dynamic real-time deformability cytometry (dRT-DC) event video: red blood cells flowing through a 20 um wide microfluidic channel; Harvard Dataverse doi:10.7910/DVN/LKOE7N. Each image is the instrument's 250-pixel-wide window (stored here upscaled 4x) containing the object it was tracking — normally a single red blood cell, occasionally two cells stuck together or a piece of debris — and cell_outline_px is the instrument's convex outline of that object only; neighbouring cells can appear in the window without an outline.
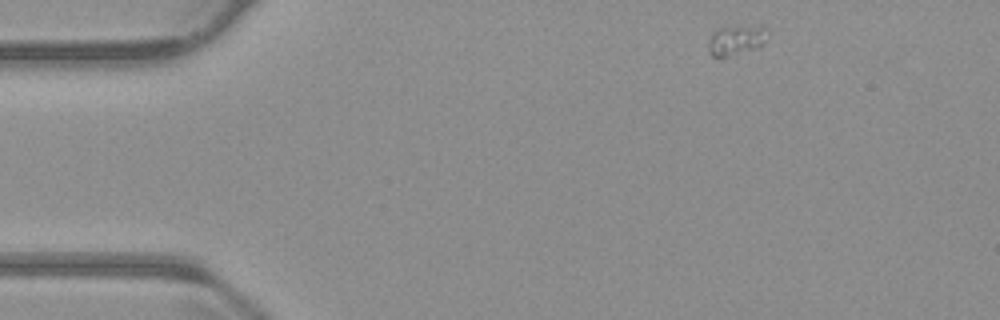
{"species": "common noctule bat (a hibernating species)", "species_latin": "Nyctalus noctula", "temperature_condition": "warm", "stored_images_in_passage": 49, "camera_frame_rate_fps": 3000, "um_per_image_px": 0.085, "animal": {"sex": "male", "body_mass_g": 23.1, "forearm_length_mm": 52.7}, "frame": {"image": 1, "passage_image": 1, "time_ms": 0.0, "image_size_px": [1000, 320], "cell_outline_px": [[768, 36], [764, 44], [756, 48], [724, 56], [712, 56], [708, 52], [708, 44], [712, 32], [720, 28], [736, 24], [764, 28], [768, 32]], "centroid_in_image_um": [62.56, 3.37], "position_along_channel_um": 22.4, "area_um2": 10.29}}